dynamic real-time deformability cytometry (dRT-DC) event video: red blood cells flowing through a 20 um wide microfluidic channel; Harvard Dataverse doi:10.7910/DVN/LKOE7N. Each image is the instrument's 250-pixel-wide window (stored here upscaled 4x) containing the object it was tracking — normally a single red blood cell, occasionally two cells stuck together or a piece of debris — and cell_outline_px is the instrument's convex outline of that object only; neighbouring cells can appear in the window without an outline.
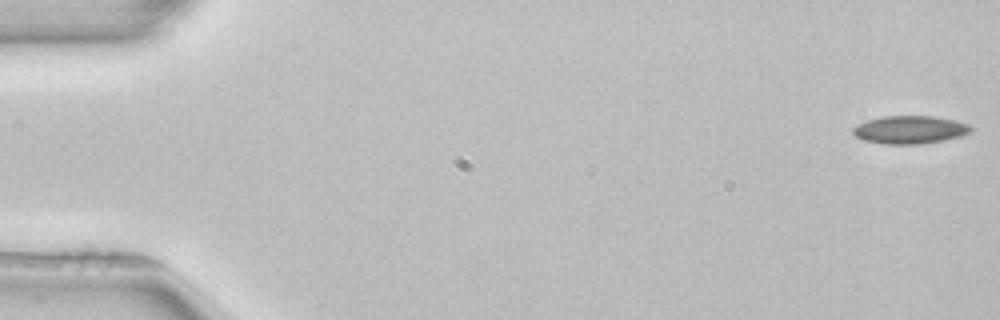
{"species": "common noctule bat (a hibernating species)", "species_latin": "Nyctalus noctula", "temperature_condition": "room temperature", "stored_images_in_passage": 52, "camera_frame_rate_fps": 3000, "um_per_image_px": 0.085, "animal": {"sex": "female", "body_mass_g": 22.7, "forearm_length_mm": 54.2}, "frame": {"image": 1, "passage_image": 1, "time_ms": 0.0, "image_size_px": [1000, 320], "cell_outline_px": [[972, 132], [964, 136], [944, 140], [920, 144], [884, 144], [864, 140], [856, 136], [852, 132], [852, 128], [868, 120], [884, 116], [932, 116], [956, 120], [968, 124], [972, 128]], "centroid_in_image_um": [77.39, 11.03], "position_along_channel_um": 7.6, "area_um2": 19.25}}
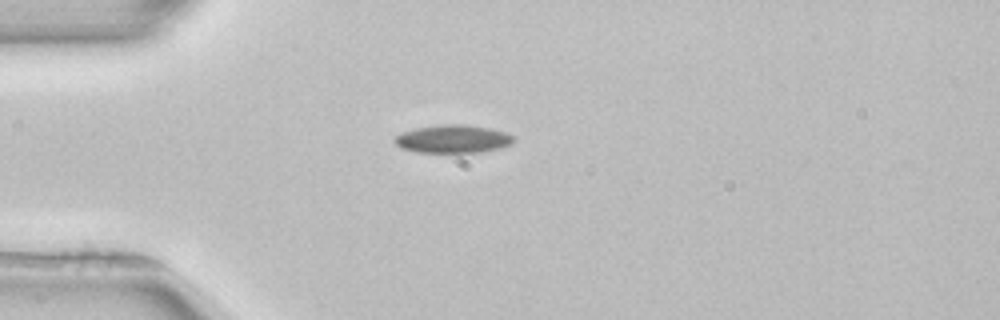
{"frame": {"image": 2, "passage_image": 14, "time_ms": 4.333, "image_size_px": [1000, 320], "cell_outline_px": [[516, 140], [512, 144], [500, 148], [480, 152], [416, 152], [400, 148], [392, 140], [392, 136], [416, 128], [440, 124], [464, 124], [488, 128], [504, 132], [512, 136]], "centroid_in_image_um": [38.46, 11.81], "position_along_channel_um": 46.5, "area_um2": 19.54}}
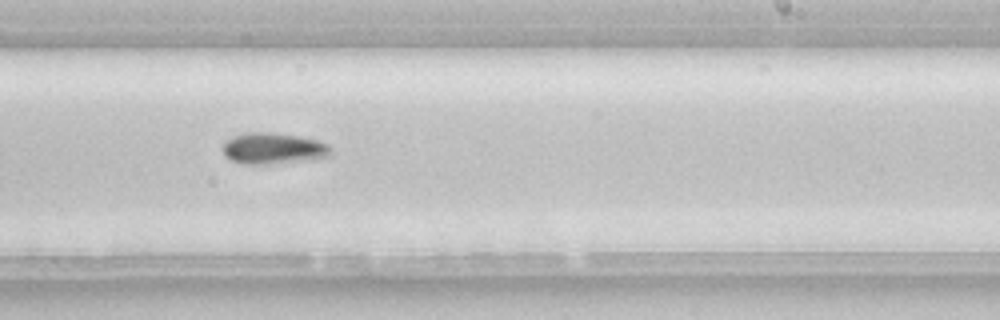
{"frame": {"image": 3, "passage_image": 32, "time_ms": 10.333, "image_size_px": [1000, 320], "cell_outline_px": [[332, 152], [328, 156], [308, 160], [264, 164], [244, 164], [232, 160], [224, 156], [224, 144], [232, 136], [248, 132], [268, 132], [300, 136], [316, 140], [328, 144], [332, 148]], "centroid_in_image_um": [23.24, 12.61], "position_along_channel_um": 265.8, "area_um2": 19.54}, "authors_computed_cell_mechanics": {"area_um2": 19.2474, "velocity_mm_per_s": 3.9557, "shape_relaxation_time_tau1_ms": 3.7047, "shape_relaxation_time_tau2_ms": null, "deformation_change_tau1": 0.0812, "deformation_change_tau2": null}}